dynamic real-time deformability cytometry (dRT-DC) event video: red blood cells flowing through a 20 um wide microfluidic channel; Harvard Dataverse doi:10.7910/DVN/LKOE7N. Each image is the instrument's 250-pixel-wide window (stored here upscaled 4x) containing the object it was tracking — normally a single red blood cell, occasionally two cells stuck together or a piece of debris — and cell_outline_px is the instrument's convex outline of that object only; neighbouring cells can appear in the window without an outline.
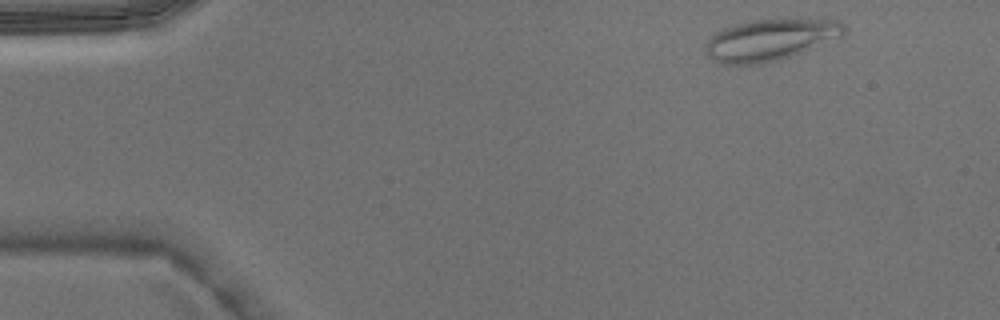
{"species": "Egyptian fruit bat (a non-hibernating species)", "species_latin": "Rousettus aegyptiacus", "temperature_condition": "warm", "stored_images_in_passage": 1, "camera_frame_rate_fps": 3000, "um_per_image_px": 0.085, "animal": {"sex": "male"}, "frame": {"image": 1, "passage_image": 1, "time_ms": 0.0, "image_size_px": [1000, 320], "cell_outline_px": [[844, 36], [792, 56], [780, 60], [756, 64], [720, 64], [712, 60], [708, 56], [704, 48], [708, 40], [716, 32], [724, 28], [748, 20], [840, 20], [844, 24]], "centroid_in_image_um": [65.45, 3.4], "position_along_channel_um": 19.5, "area_um2": 33.29}}